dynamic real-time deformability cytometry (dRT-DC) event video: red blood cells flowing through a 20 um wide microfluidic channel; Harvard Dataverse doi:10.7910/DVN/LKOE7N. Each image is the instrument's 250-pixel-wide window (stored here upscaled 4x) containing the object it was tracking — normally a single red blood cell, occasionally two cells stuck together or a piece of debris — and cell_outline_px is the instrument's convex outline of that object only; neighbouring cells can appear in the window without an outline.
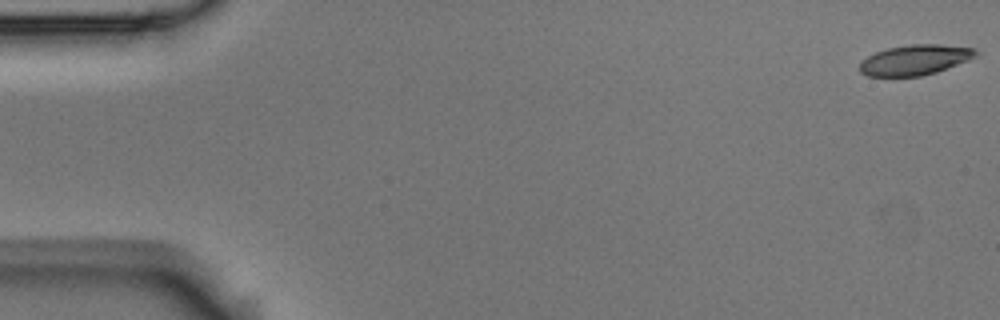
{"species": "Egyptian fruit bat (a non-hibernating species)", "species_latin": "Rousettus aegyptiacus", "temperature_condition": "room temperature", "stored_images_in_passage": 5, "camera_frame_rate_fps": 3000, "um_per_image_px": 0.085, "animal": {"sex": "male"}, "frame": {"image": 1, "passage_image": 1, "time_ms": 0.0, "image_size_px": [1000, 320], "cell_outline_px": [[980, 52], [976, 56], [968, 60], [936, 72], [920, 76], [868, 76], [860, 72], [860, 64], [868, 56], [876, 52], [888, 48], [908, 44], [940, 44], [976, 48]], "centroid_in_image_um": [77.81, 5.08], "position_along_channel_um": 7.2, "area_um2": 20.4}}
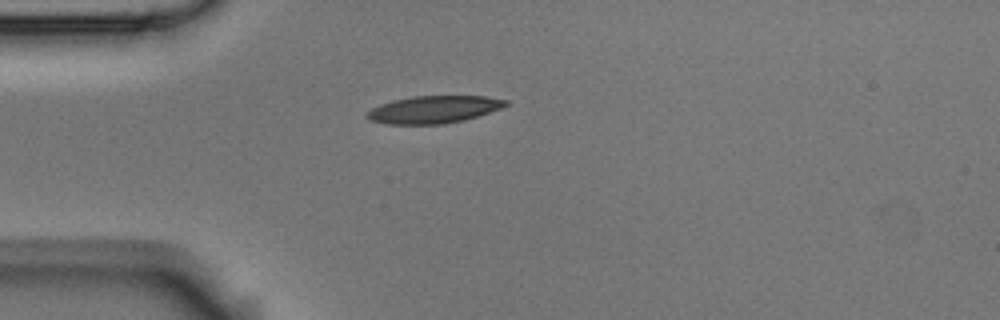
{"frame": {"image": 2, "passage_image": 5, "time_ms": 1.333, "image_size_px": [1000, 320], "cell_outline_px": [[512, 104], [464, 120], [444, 124], [384, 124], [368, 120], [364, 116], [372, 108], [380, 104], [392, 100], [412, 96], [484, 96], [508, 100]], "centroid_in_image_um": [36.84, 9.3], "position_along_channel_um": 48.2, "area_um2": 22.25}}